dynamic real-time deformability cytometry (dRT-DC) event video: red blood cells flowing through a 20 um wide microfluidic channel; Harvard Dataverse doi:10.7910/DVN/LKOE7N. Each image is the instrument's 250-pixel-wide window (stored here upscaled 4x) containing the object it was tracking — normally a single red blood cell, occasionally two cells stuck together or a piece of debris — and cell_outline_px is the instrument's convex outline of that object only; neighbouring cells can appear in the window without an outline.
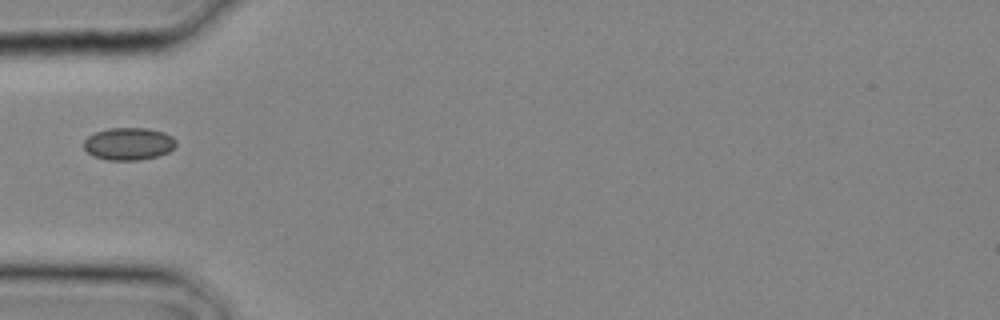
{"species": "common noctule bat (a hibernating species)", "species_latin": "Nyctalus noctula", "temperature_condition": "cold", "stored_images_in_passage": 3, "camera_frame_rate_fps": 3000, "um_per_image_px": 0.085, "animal": {"sex": "male", "body_mass_g": 20.4}, "frame": {"image": 1, "passage_image": 3, "time_ms": 0.667, "image_size_px": [1000, 320], "cell_outline_px": [[176, 144], [168, 152], [156, 156], [140, 160], [108, 160], [92, 156], [84, 148], [84, 140], [88, 136], [96, 132], [108, 128], [148, 128], [164, 132], [172, 136], [176, 140]], "centroid_in_image_um": [10.93, 12.22], "position_along_channel_um": 74.1, "area_um2": 17.46}}